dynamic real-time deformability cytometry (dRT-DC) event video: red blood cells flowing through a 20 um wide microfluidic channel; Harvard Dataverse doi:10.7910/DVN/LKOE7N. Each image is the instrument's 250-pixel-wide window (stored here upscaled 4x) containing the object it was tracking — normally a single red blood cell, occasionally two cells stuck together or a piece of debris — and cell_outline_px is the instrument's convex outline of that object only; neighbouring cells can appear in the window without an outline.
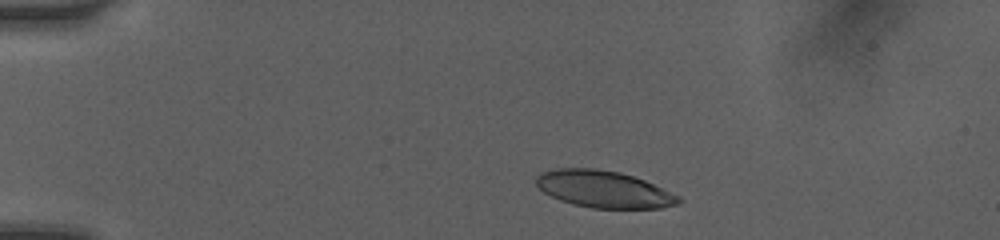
{"species": "human", "species_latin": "Homo sapiens", "temperature_condition": "room temperature", "stored_images_in_passage": 10, "camera_frame_rate_fps": 3000, "um_per_image_px": 0.085, "donor": {"sex": "female"}, "frame": {"image": 1, "passage_image": 1, "time_ms": 0.0, "image_size_px": [1000, 240], "cell_outline_px": [[684, 200], [680, 204], [660, 208], [592, 208], [560, 200], [544, 192], [536, 184], [536, 176], [540, 172], [556, 168], [596, 168], [620, 172], [644, 180], [680, 196]], "centroid_in_image_um": [51.34, 16.07], "position_along_channel_um": 33.7, "area_um2": 30.63}}
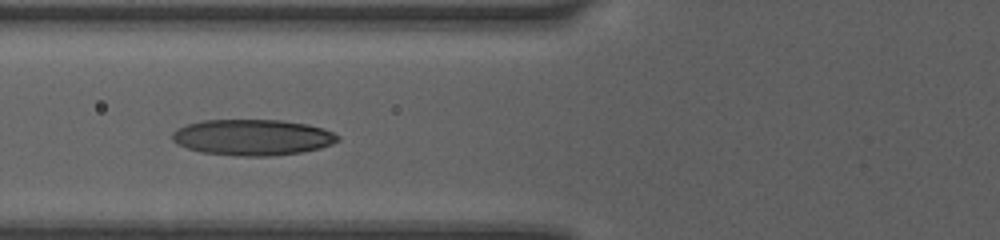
{"frame": {"image": 2, "passage_image": 5, "time_ms": 3.333, "image_size_px": [1000, 240], "cell_outline_px": [[340, 140], [332, 144], [320, 148], [300, 152], [272, 156], [240, 156], [200, 152], [176, 144], [172, 140], [172, 132], [176, 128], [188, 124], [204, 120], [284, 120], [308, 124], [324, 128], [340, 136]], "centroid_in_image_um": [21.47, 11.67], "position_along_channel_um": 104.3, "area_um2": 34.91}}
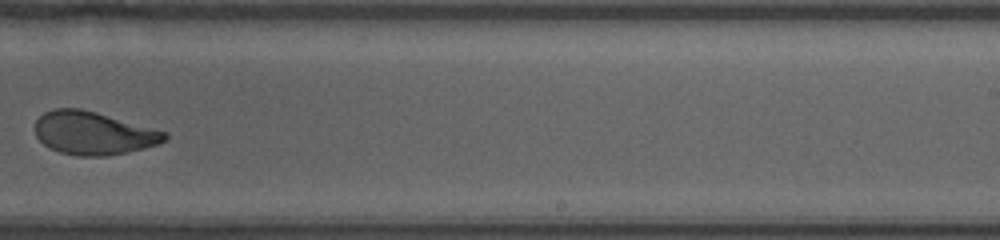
{"frame": {"image": 3, "passage_image": 10, "time_ms": 7.667, "image_size_px": [1000, 240], "cell_outline_px": [[168, 136], [164, 140], [156, 144], [128, 152], [104, 156], [76, 156], [60, 152], [44, 144], [36, 136], [36, 120], [44, 112], [56, 108], [80, 108], [96, 112], [168, 132]], "centroid_in_image_um": [7.93, 11.31], "position_along_channel_um": 281.1, "area_um2": 32.25}}